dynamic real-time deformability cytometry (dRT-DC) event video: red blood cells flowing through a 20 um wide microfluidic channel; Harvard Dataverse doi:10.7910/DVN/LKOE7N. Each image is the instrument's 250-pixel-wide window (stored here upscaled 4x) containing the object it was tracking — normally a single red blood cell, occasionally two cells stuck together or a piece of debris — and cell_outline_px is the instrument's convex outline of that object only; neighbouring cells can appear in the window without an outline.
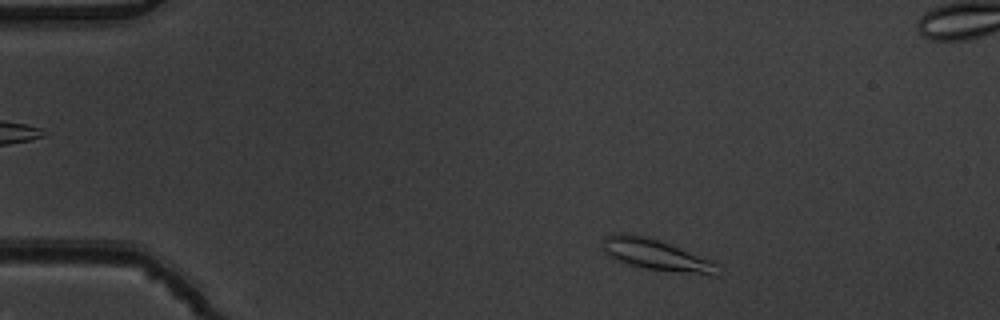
{"species": "common noctule bat (a hibernating species)", "species_latin": "Nyctalus noctula", "temperature_condition": "warm", "stored_images_in_passage": 5, "segment_of_instrument_passage": [1, 2], "camera_frame_rate_fps": 3000, "um_per_image_px": 0.085, "animal": {"sex": "male", "body_mass_g": 19.5, "forearm_length_mm": 54.6}, "frame": {"image": 1, "passage_image": 2, "time_ms": 0.333, "image_size_px": [1000, 320], "cell_outline_px": [[720, 264], [712, 276], [648, 268], [628, 264], [604, 252], [600, 240], [604, 236], [612, 232], [624, 232], [648, 236], [660, 240], [712, 260]], "centroid_in_image_um": [55.72, 21.61], "position_along_channel_um": 29.3, "area_um2": 20.87}}